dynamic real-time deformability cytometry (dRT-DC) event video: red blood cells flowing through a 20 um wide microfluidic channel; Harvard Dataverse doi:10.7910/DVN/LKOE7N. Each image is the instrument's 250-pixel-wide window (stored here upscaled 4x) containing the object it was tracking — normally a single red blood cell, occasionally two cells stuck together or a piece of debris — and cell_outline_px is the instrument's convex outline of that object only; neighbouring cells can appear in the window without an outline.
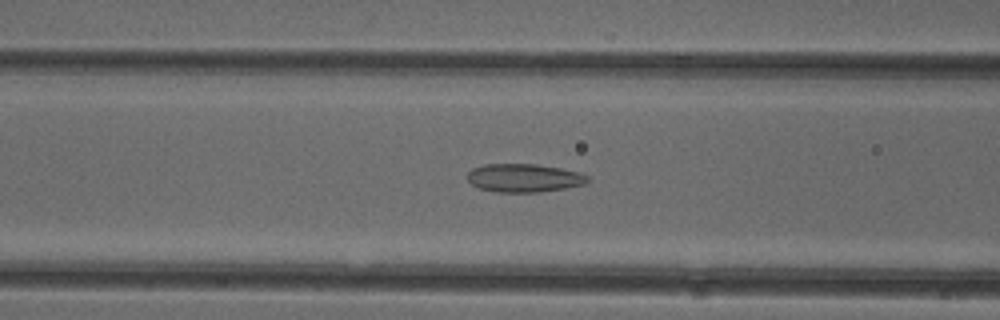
{"species": "common noctule bat (a hibernating species)", "species_latin": "Nyctalus noctula", "temperature_condition": "cold", "stored_images_in_passage": 49, "camera_frame_rate_fps": 3000, "um_per_image_px": 0.085, "animal": {"sex": "female"}, "frame": {"image": 1, "passage_image": 18, "time_ms": 5.667, "image_size_px": [1000, 320], "cell_outline_px": [[588, 180], [584, 184], [564, 188], [540, 192], [496, 192], [480, 188], [472, 184], [468, 180], [468, 172], [472, 168], [484, 164], [536, 164], [560, 168], [580, 172], [588, 176]], "centroid_in_image_um": [44.53, 15.12], "position_along_channel_um": 122.1, "area_um2": 19.77}}
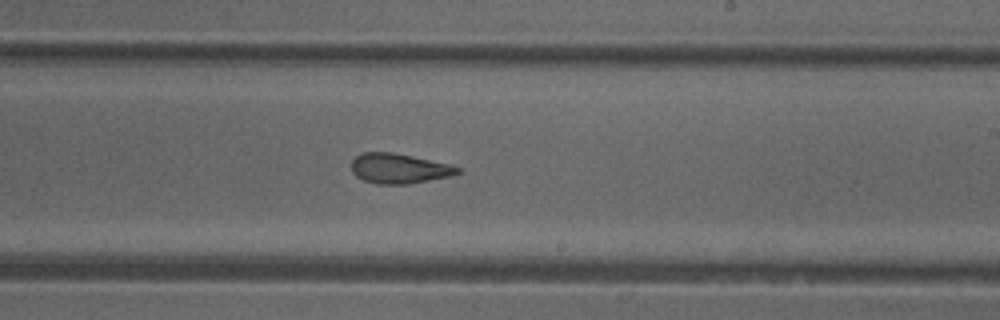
{"frame": {"image": 2, "passage_image": 28, "time_ms": 9.0, "image_size_px": [1000, 320], "cell_outline_px": [[460, 172], [452, 176], [408, 184], [376, 184], [364, 180], [356, 176], [352, 172], [352, 160], [360, 152], [392, 152], [452, 164], [460, 168]], "centroid_in_image_um": [33.93, 14.32], "position_along_channel_um": 255.1, "area_um2": 18.67}}
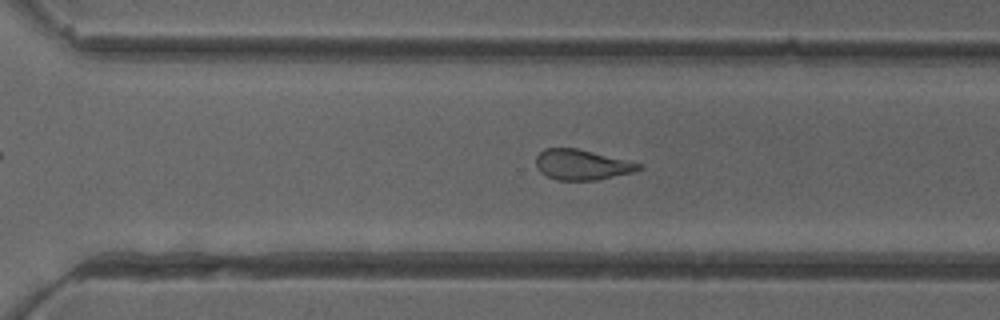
{"frame": {"image": 3, "passage_image": 33, "time_ms": 10.667, "image_size_px": [1000, 320], "cell_outline_px": [[644, 168], [632, 172], [596, 180], [556, 180], [540, 172], [536, 168], [536, 156], [544, 148], [576, 148], [640, 164]], "centroid_in_image_um": [49.39, 14.0], "position_along_channel_um": 321.2, "area_um2": 17.86}, "authors_computed_cell_mechanics": {"area_um2": 19.8254, "velocity_mm_per_s": 3.9905, "shape_relaxation_time_tau1_ms": null, "shape_relaxation_time_tau2_ms": 1.6104, "deformation_change_tau1": null, "deformation_change_tau2": 0.095}}